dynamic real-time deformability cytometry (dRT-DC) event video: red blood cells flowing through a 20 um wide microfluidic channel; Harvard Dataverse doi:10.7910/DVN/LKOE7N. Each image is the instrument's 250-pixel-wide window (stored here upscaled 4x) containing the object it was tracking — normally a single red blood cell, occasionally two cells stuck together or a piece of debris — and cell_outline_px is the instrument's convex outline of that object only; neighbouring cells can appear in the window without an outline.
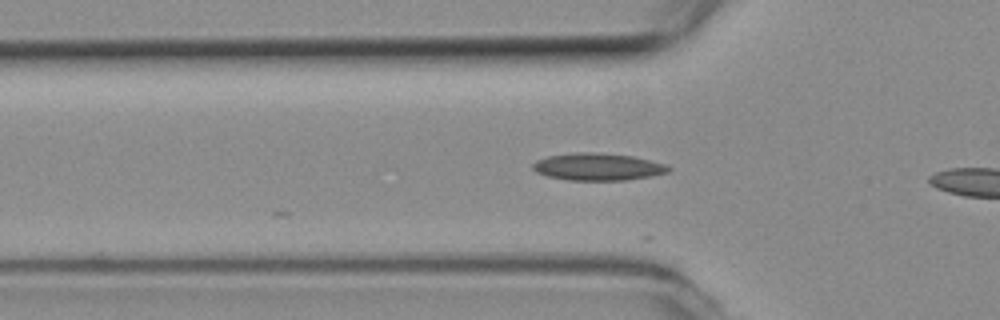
{"species": "common noctule bat (a hibernating species)", "species_latin": "Nyctalus noctula", "temperature_condition": "room temperature", "stored_images_in_passage": 9, "camera_frame_rate_fps": 3000, "um_per_image_px": 0.085, "animal": {"sex": "female", "body_mass_g": 19.3, "forearm_length_mm": 54.1}, "frame": {"image": 1, "passage_image": 7, "time_ms": 2.0, "image_size_px": [1000, 320], "cell_outline_px": [[672, 168], [668, 172], [652, 176], [624, 180], [568, 180], [548, 176], [536, 172], [532, 168], [532, 164], [536, 160], [548, 156], [576, 152], [596, 152], [632, 156], [664, 164]], "centroid_in_image_um": [50.79, 14.17], "position_along_channel_um": 75.0, "area_um2": 21.44}}